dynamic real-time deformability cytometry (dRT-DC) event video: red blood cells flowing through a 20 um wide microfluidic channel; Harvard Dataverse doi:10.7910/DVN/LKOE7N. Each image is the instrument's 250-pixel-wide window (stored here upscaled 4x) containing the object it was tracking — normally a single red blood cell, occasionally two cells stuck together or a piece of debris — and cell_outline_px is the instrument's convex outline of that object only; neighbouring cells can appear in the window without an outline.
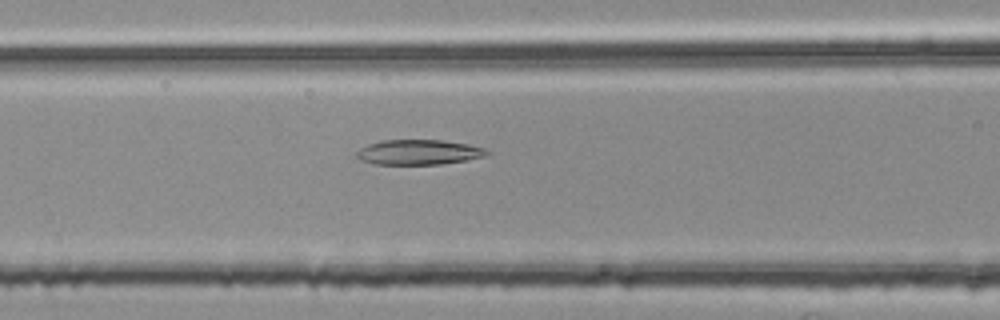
{"species": "common noctule bat (a hibernating species)", "species_latin": "Nyctalus noctula", "temperature_condition": "room temperature", "stored_images_in_passage": 54, "camera_frame_rate_fps": 3000, "um_per_image_px": 0.085, "animal": {"sex": "female", "body_mass_g": 25.1}, "frame": {"image": 1, "passage_image": 22, "time_ms": 7.0, "image_size_px": [1000, 320], "cell_outline_px": [[492, 152], [484, 156], [468, 160], [440, 164], [372, 164], [360, 160], [356, 156], [356, 152], [360, 148], [368, 144], [384, 140], [440, 140], [468, 144], [484, 148]], "centroid_in_image_um": [35.58, 12.94], "position_along_channel_um": 131.0, "area_um2": 19.02}}
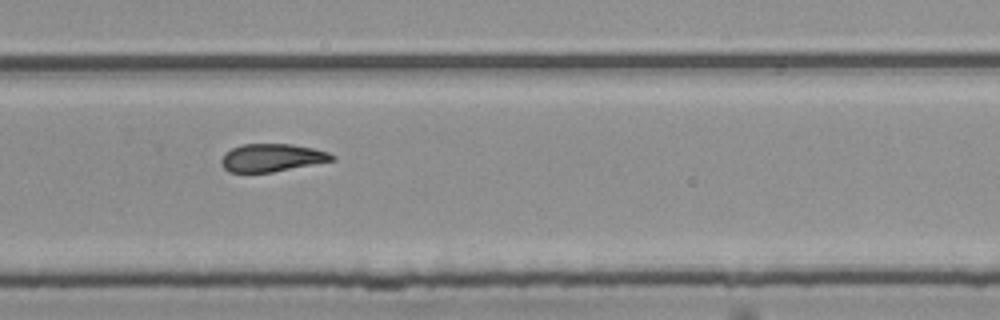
{"frame": {"image": 2, "passage_image": 36, "time_ms": 11.667, "image_size_px": [1000, 320], "cell_outline_px": [[336, 160], [272, 172], [228, 172], [220, 164], [220, 160], [224, 152], [240, 144], [292, 144], [312, 148], [328, 152], [336, 156]], "centroid_in_image_um": [23.09, 13.4], "position_along_channel_um": 306.7, "area_um2": 18.09}}
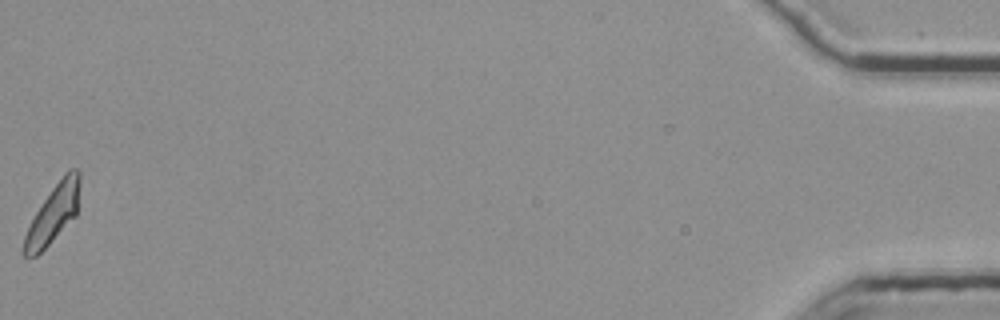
{"frame": {"image": 3, "passage_image": 54, "time_ms": 17.667, "image_size_px": [1000, 320], "cell_outline_px": [[80, 184], [76, 216], [36, 256], [24, 256], [20, 252], [24, 236], [36, 212], [52, 188], [64, 172], [68, 168], [76, 168], [80, 172]], "centroid_in_image_um": [4.52, 18.15], "position_along_channel_um": 430.7, "area_um2": 18.79}, "authors_computed_cell_mechanics": {"area_um2": 19.074, "velocity_mm_per_s": 3.7765, "shape_relaxation_time_tau1_ms": null, "shape_relaxation_time_tau2_ms": 3.4162, "deformation_change_tau1": null, "deformation_change_tau2": 0.0974}}